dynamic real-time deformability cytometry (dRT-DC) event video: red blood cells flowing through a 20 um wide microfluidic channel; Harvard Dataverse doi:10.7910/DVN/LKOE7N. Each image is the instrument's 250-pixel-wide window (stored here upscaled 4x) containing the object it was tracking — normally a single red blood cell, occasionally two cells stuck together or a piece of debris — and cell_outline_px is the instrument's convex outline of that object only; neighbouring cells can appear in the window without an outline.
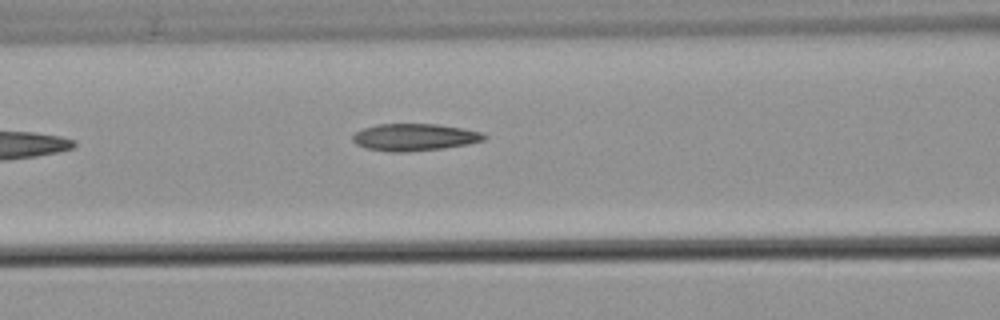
{"species": "common noctule bat (a hibernating species)", "species_latin": "Nyctalus noctula", "temperature_condition": "warm", "stored_images_in_passage": 5, "camera_frame_rate_fps": 3000, "um_per_image_px": 0.085, "animal": {"sex": "male", "body_mass_g": 21.5, "forearm_length_mm": 52.0}, "frame": {"image": 1, "passage_image": 5, "time_ms": 4.667, "image_size_px": [1000, 320], "cell_outline_px": [[488, 136], [484, 140], [468, 144], [444, 148], [408, 152], [388, 152], [364, 148], [356, 144], [352, 140], [352, 136], [356, 132], [364, 128], [376, 124], [436, 124], [464, 128], [480, 132]], "centroid_in_image_um": [35.22, 11.67], "position_along_channel_um": 131.4, "area_um2": 20.92}}